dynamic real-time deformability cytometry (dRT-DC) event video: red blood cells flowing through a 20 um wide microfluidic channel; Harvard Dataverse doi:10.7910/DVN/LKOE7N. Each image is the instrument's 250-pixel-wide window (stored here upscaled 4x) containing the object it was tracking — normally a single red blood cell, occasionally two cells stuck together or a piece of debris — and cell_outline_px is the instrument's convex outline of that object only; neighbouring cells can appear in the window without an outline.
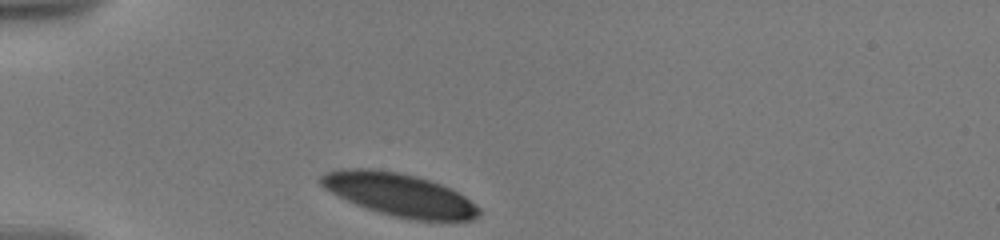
{"species": "human", "species_latin": "Homo sapiens", "temperature_condition": "warm", "stored_images_in_passage": 4, "camera_frame_rate_fps": 3000, "um_per_image_px": 0.085, "donor": {"sex": "male"}, "frame": {"image": 1, "passage_image": 1, "time_ms": 0.0, "image_size_px": [1000, 240], "cell_outline_px": [[480, 216], [472, 220], [412, 220], [392, 216], [356, 204], [324, 188], [316, 180], [320, 176], [328, 172], [340, 168], [368, 168], [400, 172], [416, 176], [440, 184], [464, 196], [476, 204], [480, 208]], "centroid_in_image_um": [33.94, 16.54], "position_along_channel_um": 51.1, "area_um2": 39.25}}
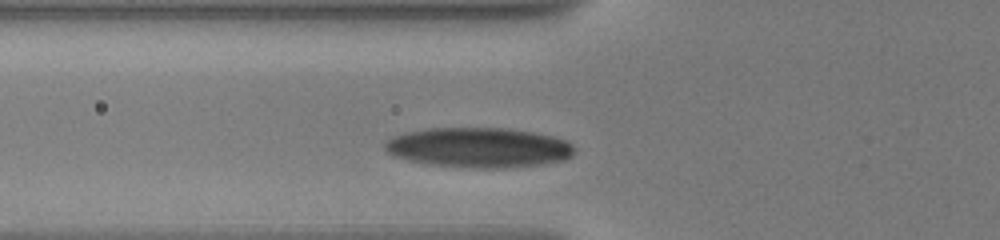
{"frame": {"image": 2, "passage_image": 3, "time_ms": 1.667, "image_size_px": [1000, 240], "cell_outline_px": [[576, 148], [572, 156], [564, 160], [544, 164], [508, 168], [472, 168], [428, 164], [392, 156], [384, 148], [384, 144], [392, 136], [404, 132], [428, 128], [508, 128], [532, 132], [552, 136], [564, 140], [572, 144]], "centroid_in_image_um": [40.7, 12.54], "position_along_channel_um": 85.1, "area_um2": 44.45}}